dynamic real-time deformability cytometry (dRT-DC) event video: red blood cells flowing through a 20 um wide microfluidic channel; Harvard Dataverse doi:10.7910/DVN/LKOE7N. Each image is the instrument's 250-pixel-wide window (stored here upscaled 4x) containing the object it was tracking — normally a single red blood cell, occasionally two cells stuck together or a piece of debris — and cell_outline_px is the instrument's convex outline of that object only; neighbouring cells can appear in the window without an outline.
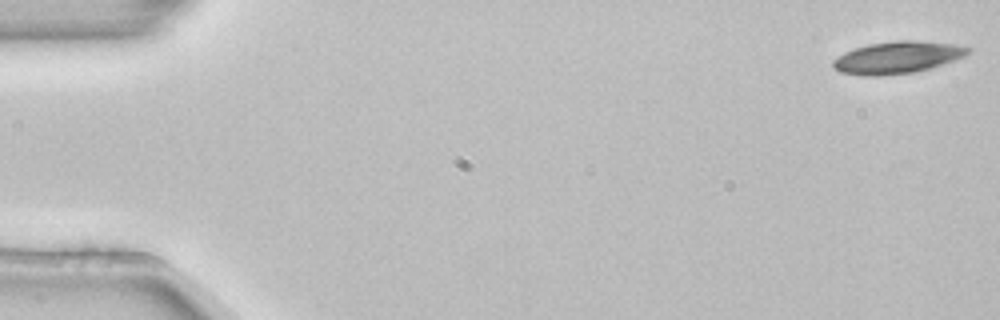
{"species": "common noctule bat (a hibernating species)", "species_latin": "Nyctalus noctula", "temperature_condition": "room temperature", "stored_images_in_passage": 6, "camera_frame_rate_fps": 3000, "um_per_image_px": 0.085, "animal": {"sex": "female", "body_mass_g": 22.7, "forearm_length_mm": 54.2}, "frame": {"image": 1, "passage_image": 1, "time_ms": 0.0, "image_size_px": [1000, 320], "cell_outline_px": [[972, 52], [964, 56], [916, 72], [880, 76], [864, 76], [840, 72], [832, 68], [832, 60], [836, 56], [844, 52], [868, 44], [896, 40], [916, 40], [956, 44], [972, 48]], "centroid_in_image_um": [76.24, 4.88], "position_along_channel_um": 8.8, "area_um2": 25.37}}
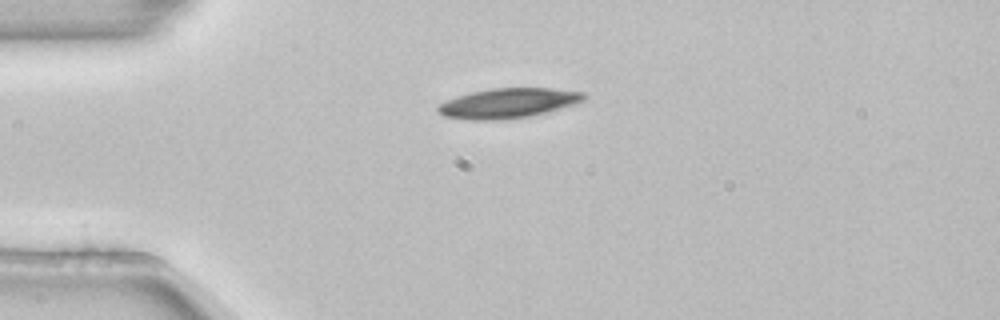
{"frame": {"image": 2, "passage_image": 4, "time_ms": 1.0, "image_size_px": [1000, 320], "cell_outline_px": [[588, 96], [584, 100], [576, 104], [548, 112], [528, 116], [496, 120], [472, 120], [444, 116], [436, 108], [440, 104], [456, 96], [472, 92], [492, 88], [552, 88], [584, 92]], "centroid_in_image_um": [43.25, 8.76], "position_along_channel_um": 41.8, "area_um2": 25.32}}